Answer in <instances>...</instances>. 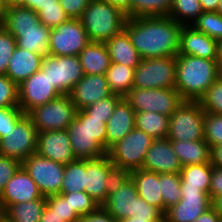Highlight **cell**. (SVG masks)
I'll use <instances>...</instances> for the list:
<instances>
[{"label":"cell","mask_w":222,"mask_h":222,"mask_svg":"<svg viewBox=\"0 0 222 222\" xmlns=\"http://www.w3.org/2000/svg\"><path fill=\"white\" fill-rule=\"evenodd\" d=\"M182 24L168 16L128 18L124 30L141 59L177 56Z\"/></svg>","instance_id":"1"},{"label":"cell","mask_w":222,"mask_h":222,"mask_svg":"<svg viewBox=\"0 0 222 222\" xmlns=\"http://www.w3.org/2000/svg\"><path fill=\"white\" fill-rule=\"evenodd\" d=\"M175 89L184 101H199L219 77L217 60L192 55L176 56Z\"/></svg>","instance_id":"2"},{"label":"cell","mask_w":222,"mask_h":222,"mask_svg":"<svg viewBox=\"0 0 222 222\" xmlns=\"http://www.w3.org/2000/svg\"><path fill=\"white\" fill-rule=\"evenodd\" d=\"M67 131L76 159H99L107 155L104 119L92 118L83 109L78 110Z\"/></svg>","instance_id":"3"},{"label":"cell","mask_w":222,"mask_h":222,"mask_svg":"<svg viewBox=\"0 0 222 222\" xmlns=\"http://www.w3.org/2000/svg\"><path fill=\"white\" fill-rule=\"evenodd\" d=\"M127 15L119 8L101 0H90L80 21L91 42L106 43L124 30Z\"/></svg>","instance_id":"4"},{"label":"cell","mask_w":222,"mask_h":222,"mask_svg":"<svg viewBox=\"0 0 222 222\" xmlns=\"http://www.w3.org/2000/svg\"><path fill=\"white\" fill-rule=\"evenodd\" d=\"M77 111L69 95H60L44 105L35 107L26 115L38 132H46L67 129L76 118Z\"/></svg>","instance_id":"5"},{"label":"cell","mask_w":222,"mask_h":222,"mask_svg":"<svg viewBox=\"0 0 222 222\" xmlns=\"http://www.w3.org/2000/svg\"><path fill=\"white\" fill-rule=\"evenodd\" d=\"M153 140L154 138L146 132L135 127L123 139L108 149L107 156L116 167L125 168L129 171L142 169L146 152Z\"/></svg>","instance_id":"6"},{"label":"cell","mask_w":222,"mask_h":222,"mask_svg":"<svg viewBox=\"0 0 222 222\" xmlns=\"http://www.w3.org/2000/svg\"><path fill=\"white\" fill-rule=\"evenodd\" d=\"M124 99L136 112L152 111L170 117L183 103L175 88L143 89L132 87Z\"/></svg>","instance_id":"7"},{"label":"cell","mask_w":222,"mask_h":222,"mask_svg":"<svg viewBox=\"0 0 222 222\" xmlns=\"http://www.w3.org/2000/svg\"><path fill=\"white\" fill-rule=\"evenodd\" d=\"M205 112L198 101H183L169 117L168 139L204 140Z\"/></svg>","instance_id":"8"},{"label":"cell","mask_w":222,"mask_h":222,"mask_svg":"<svg viewBox=\"0 0 222 222\" xmlns=\"http://www.w3.org/2000/svg\"><path fill=\"white\" fill-rule=\"evenodd\" d=\"M176 56L142 59L135 68L133 87L175 88Z\"/></svg>","instance_id":"9"},{"label":"cell","mask_w":222,"mask_h":222,"mask_svg":"<svg viewBox=\"0 0 222 222\" xmlns=\"http://www.w3.org/2000/svg\"><path fill=\"white\" fill-rule=\"evenodd\" d=\"M41 69L47 73L53 87L61 95H69L76 83L85 75L79 56L43 57Z\"/></svg>","instance_id":"10"},{"label":"cell","mask_w":222,"mask_h":222,"mask_svg":"<svg viewBox=\"0 0 222 222\" xmlns=\"http://www.w3.org/2000/svg\"><path fill=\"white\" fill-rule=\"evenodd\" d=\"M80 19H68L51 28L49 54L53 56H78L90 43Z\"/></svg>","instance_id":"11"},{"label":"cell","mask_w":222,"mask_h":222,"mask_svg":"<svg viewBox=\"0 0 222 222\" xmlns=\"http://www.w3.org/2000/svg\"><path fill=\"white\" fill-rule=\"evenodd\" d=\"M38 131L32 120L25 115L14 128L0 139V155L23 162L36 153Z\"/></svg>","instance_id":"12"},{"label":"cell","mask_w":222,"mask_h":222,"mask_svg":"<svg viewBox=\"0 0 222 222\" xmlns=\"http://www.w3.org/2000/svg\"><path fill=\"white\" fill-rule=\"evenodd\" d=\"M21 165L35 181L44 197L61 194L65 164L34 153L25 159Z\"/></svg>","instance_id":"13"},{"label":"cell","mask_w":222,"mask_h":222,"mask_svg":"<svg viewBox=\"0 0 222 222\" xmlns=\"http://www.w3.org/2000/svg\"><path fill=\"white\" fill-rule=\"evenodd\" d=\"M181 191V200L166 210L164 222H195L202 213L212 207L209 193L193 187H181Z\"/></svg>","instance_id":"14"},{"label":"cell","mask_w":222,"mask_h":222,"mask_svg":"<svg viewBox=\"0 0 222 222\" xmlns=\"http://www.w3.org/2000/svg\"><path fill=\"white\" fill-rule=\"evenodd\" d=\"M60 95L50 83L47 73L42 69L18 85L19 107L25 114L35 107L56 99Z\"/></svg>","instance_id":"15"},{"label":"cell","mask_w":222,"mask_h":222,"mask_svg":"<svg viewBox=\"0 0 222 222\" xmlns=\"http://www.w3.org/2000/svg\"><path fill=\"white\" fill-rule=\"evenodd\" d=\"M44 197L36 185L21 165L14 176L5 184L0 194V207L5 211L10 205L26 203Z\"/></svg>","instance_id":"16"},{"label":"cell","mask_w":222,"mask_h":222,"mask_svg":"<svg viewBox=\"0 0 222 222\" xmlns=\"http://www.w3.org/2000/svg\"><path fill=\"white\" fill-rule=\"evenodd\" d=\"M36 153L63 164L76 160L67 129L38 132Z\"/></svg>","instance_id":"17"},{"label":"cell","mask_w":222,"mask_h":222,"mask_svg":"<svg viewBox=\"0 0 222 222\" xmlns=\"http://www.w3.org/2000/svg\"><path fill=\"white\" fill-rule=\"evenodd\" d=\"M182 165L171 145V140L154 139L146 152L142 169L156 173H180Z\"/></svg>","instance_id":"18"},{"label":"cell","mask_w":222,"mask_h":222,"mask_svg":"<svg viewBox=\"0 0 222 222\" xmlns=\"http://www.w3.org/2000/svg\"><path fill=\"white\" fill-rule=\"evenodd\" d=\"M105 75H84L74 86L69 96L77 110L98 102L100 99L111 96Z\"/></svg>","instance_id":"19"},{"label":"cell","mask_w":222,"mask_h":222,"mask_svg":"<svg viewBox=\"0 0 222 222\" xmlns=\"http://www.w3.org/2000/svg\"><path fill=\"white\" fill-rule=\"evenodd\" d=\"M219 42L195 30L191 25H183L180 31L178 54L217 60Z\"/></svg>","instance_id":"20"},{"label":"cell","mask_w":222,"mask_h":222,"mask_svg":"<svg viewBox=\"0 0 222 222\" xmlns=\"http://www.w3.org/2000/svg\"><path fill=\"white\" fill-rule=\"evenodd\" d=\"M138 196L135 183L130 177L116 193L108 195L101 206L117 220L130 218L137 212Z\"/></svg>","instance_id":"21"},{"label":"cell","mask_w":222,"mask_h":222,"mask_svg":"<svg viewBox=\"0 0 222 222\" xmlns=\"http://www.w3.org/2000/svg\"><path fill=\"white\" fill-rule=\"evenodd\" d=\"M135 117V110L123 97L106 123V151L135 128Z\"/></svg>","instance_id":"22"},{"label":"cell","mask_w":222,"mask_h":222,"mask_svg":"<svg viewBox=\"0 0 222 222\" xmlns=\"http://www.w3.org/2000/svg\"><path fill=\"white\" fill-rule=\"evenodd\" d=\"M112 166L113 164L107 155L99 159H86L85 192L100 206L107 199L105 179Z\"/></svg>","instance_id":"23"},{"label":"cell","mask_w":222,"mask_h":222,"mask_svg":"<svg viewBox=\"0 0 222 222\" xmlns=\"http://www.w3.org/2000/svg\"><path fill=\"white\" fill-rule=\"evenodd\" d=\"M43 57L36 52L27 51L16 46L5 75L18 86L41 69Z\"/></svg>","instance_id":"24"},{"label":"cell","mask_w":222,"mask_h":222,"mask_svg":"<svg viewBox=\"0 0 222 222\" xmlns=\"http://www.w3.org/2000/svg\"><path fill=\"white\" fill-rule=\"evenodd\" d=\"M131 178L135 183L138 195L163 214V196L159 173L138 169L131 171Z\"/></svg>","instance_id":"25"},{"label":"cell","mask_w":222,"mask_h":222,"mask_svg":"<svg viewBox=\"0 0 222 222\" xmlns=\"http://www.w3.org/2000/svg\"><path fill=\"white\" fill-rule=\"evenodd\" d=\"M16 39L18 47L36 52L42 56L49 54L51 28L40 23L33 29L7 30Z\"/></svg>","instance_id":"26"},{"label":"cell","mask_w":222,"mask_h":222,"mask_svg":"<svg viewBox=\"0 0 222 222\" xmlns=\"http://www.w3.org/2000/svg\"><path fill=\"white\" fill-rule=\"evenodd\" d=\"M78 56L85 75H105L111 63L108 48L102 42H90Z\"/></svg>","instance_id":"27"},{"label":"cell","mask_w":222,"mask_h":222,"mask_svg":"<svg viewBox=\"0 0 222 222\" xmlns=\"http://www.w3.org/2000/svg\"><path fill=\"white\" fill-rule=\"evenodd\" d=\"M105 44L108 48L111 62L128 67H137L140 64L142 59L125 30L109 39Z\"/></svg>","instance_id":"28"},{"label":"cell","mask_w":222,"mask_h":222,"mask_svg":"<svg viewBox=\"0 0 222 222\" xmlns=\"http://www.w3.org/2000/svg\"><path fill=\"white\" fill-rule=\"evenodd\" d=\"M171 145L182 166L211 163V147L205 140H171Z\"/></svg>","instance_id":"29"},{"label":"cell","mask_w":222,"mask_h":222,"mask_svg":"<svg viewBox=\"0 0 222 222\" xmlns=\"http://www.w3.org/2000/svg\"><path fill=\"white\" fill-rule=\"evenodd\" d=\"M38 13L24 6H7L3 12L6 30H28L40 24Z\"/></svg>","instance_id":"30"},{"label":"cell","mask_w":222,"mask_h":222,"mask_svg":"<svg viewBox=\"0 0 222 222\" xmlns=\"http://www.w3.org/2000/svg\"><path fill=\"white\" fill-rule=\"evenodd\" d=\"M213 166L211 163L182 166L181 187H193L209 193Z\"/></svg>","instance_id":"31"},{"label":"cell","mask_w":222,"mask_h":222,"mask_svg":"<svg viewBox=\"0 0 222 222\" xmlns=\"http://www.w3.org/2000/svg\"><path fill=\"white\" fill-rule=\"evenodd\" d=\"M46 198L10 205L4 211V222H40Z\"/></svg>","instance_id":"32"},{"label":"cell","mask_w":222,"mask_h":222,"mask_svg":"<svg viewBox=\"0 0 222 222\" xmlns=\"http://www.w3.org/2000/svg\"><path fill=\"white\" fill-rule=\"evenodd\" d=\"M135 127L154 139L168 137L169 117L152 111L136 112Z\"/></svg>","instance_id":"33"},{"label":"cell","mask_w":222,"mask_h":222,"mask_svg":"<svg viewBox=\"0 0 222 222\" xmlns=\"http://www.w3.org/2000/svg\"><path fill=\"white\" fill-rule=\"evenodd\" d=\"M135 68L113 62L110 63L105 76L109 89L113 94L124 97L131 90Z\"/></svg>","instance_id":"34"},{"label":"cell","mask_w":222,"mask_h":222,"mask_svg":"<svg viewBox=\"0 0 222 222\" xmlns=\"http://www.w3.org/2000/svg\"><path fill=\"white\" fill-rule=\"evenodd\" d=\"M86 159H76L65 164L61 194L85 192Z\"/></svg>","instance_id":"35"},{"label":"cell","mask_w":222,"mask_h":222,"mask_svg":"<svg viewBox=\"0 0 222 222\" xmlns=\"http://www.w3.org/2000/svg\"><path fill=\"white\" fill-rule=\"evenodd\" d=\"M172 0H130V18L168 16Z\"/></svg>","instance_id":"36"},{"label":"cell","mask_w":222,"mask_h":222,"mask_svg":"<svg viewBox=\"0 0 222 222\" xmlns=\"http://www.w3.org/2000/svg\"><path fill=\"white\" fill-rule=\"evenodd\" d=\"M204 11L199 0H172L168 17L182 25H191Z\"/></svg>","instance_id":"37"},{"label":"cell","mask_w":222,"mask_h":222,"mask_svg":"<svg viewBox=\"0 0 222 222\" xmlns=\"http://www.w3.org/2000/svg\"><path fill=\"white\" fill-rule=\"evenodd\" d=\"M161 194L163 196V215L166 210L181 200V177L179 173H161Z\"/></svg>","instance_id":"38"},{"label":"cell","mask_w":222,"mask_h":222,"mask_svg":"<svg viewBox=\"0 0 222 222\" xmlns=\"http://www.w3.org/2000/svg\"><path fill=\"white\" fill-rule=\"evenodd\" d=\"M191 26L218 42L222 41V14L217 11L201 13Z\"/></svg>","instance_id":"39"},{"label":"cell","mask_w":222,"mask_h":222,"mask_svg":"<svg viewBox=\"0 0 222 222\" xmlns=\"http://www.w3.org/2000/svg\"><path fill=\"white\" fill-rule=\"evenodd\" d=\"M40 22L55 28L69 19L58 0H47L38 12Z\"/></svg>","instance_id":"40"},{"label":"cell","mask_w":222,"mask_h":222,"mask_svg":"<svg viewBox=\"0 0 222 222\" xmlns=\"http://www.w3.org/2000/svg\"><path fill=\"white\" fill-rule=\"evenodd\" d=\"M204 112L222 115V78L219 77L198 101Z\"/></svg>","instance_id":"41"},{"label":"cell","mask_w":222,"mask_h":222,"mask_svg":"<svg viewBox=\"0 0 222 222\" xmlns=\"http://www.w3.org/2000/svg\"><path fill=\"white\" fill-rule=\"evenodd\" d=\"M46 206L63 218L65 222H80V216L72 211L70 198H64L61 194L46 197Z\"/></svg>","instance_id":"42"},{"label":"cell","mask_w":222,"mask_h":222,"mask_svg":"<svg viewBox=\"0 0 222 222\" xmlns=\"http://www.w3.org/2000/svg\"><path fill=\"white\" fill-rule=\"evenodd\" d=\"M123 97L118 94H112L109 97L100 99L98 102L85 107L83 110L92 118L104 119L107 123L111 117L115 106Z\"/></svg>","instance_id":"43"},{"label":"cell","mask_w":222,"mask_h":222,"mask_svg":"<svg viewBox=\"0 0 222 222\" xmlns=\"http://www.w3.org/2000/svg\"><path fill=\"white\" fill-rule=\"evenodd\" d=\"M203 132L204 140L211 148L222 144V115L205 112Z\"/></svg>","instance_id":"44"},{"label":"cell","mask_w":222,"mask_h":222,"mask_svg":"<svg viewBox=\"0 0 222 222\" xmlns=\"http://www.w3.org/2000/svg\"><path fill=\"white\" fill-rule=\"evenodd\" d=\"M61 195L64 198H70V205L72 207V211L76 212L80 217L94 212L100 207V205L86 192Z\"/></svg>","instance_id":"45"},{"label":"cell","mask_w":222,"mask_h":222,"mask_svg":"<svg viewBox=\"0 0 222 222\" xmlns=\"http://www.w3.org/2000/svg\"><path fill=\"white\" fill-rule=\"evenodd\" d=\"M16 46V39L2 27L0 29V75H5Z\"/></svg>","instance_id":"46"},{"label":"cell","mask_w":222,"mask_h":222,"mask_svg":"<svg viewBox=\"0 0 222 222\" xmlns=\"http://www.w3.org/2000/svg\"><path fill=\"white\" fill-rule=\"evenodd\" d=\"M0 107H19L18 86L6 75H0Z\"/></svg>","instance_id":"47"},{"label":"cell","mask_w":222,"mask_h":222,"mask_svg":"<svg viewBox=\"0 0 222 222\" xmlns=\"http://www.w3.org/2000/svg\"><path fill=\"white\" fill-rule=\"evenodd\" d=\"M25 115L20 107H0V139L4 138Z\"/></svg>","instance_id":"48"},{"label":"cell","mask_w":222,"mask_h":222,"mask_svg":"<svg viewBox=\"0 0 222 222\" xmlns=\"http://www.w3.org/2000/svg\"><path fill=\"white\" fill-rule=\"evenodd\" d=\"M131 177V171L112 166L105 179V184L107 187V197L108 195L116 193L120 187Z\"/></svg>","instance_id":"49"},{"label":"cell","mask_w":222,"mask_h":222,"mask_svg":"<svg viewBox=\"0 0 222 222\" xmlns=\"http://www.w3.org/2000/svg\"><path fill=\"white\" fill-rule=\"evenodd\" d=\"M20 166L21 162L0 155V194L5 184L14 176Z\"/></svg>","instance_id":"50"},{"label":"cell","mask_w":222,"mask_h":222,"mask_svg":"<svg viewBox=\"0 0 222 222\" xmlns=\"http://www.w3.org/2000/svg\"><path fill=\"white\" fill-rule=\"evenodd\" d=\"M70 19H80L90 0H58Z\"/></svg>","instance_id":"51"},{"label":"cell","mask_w":222,"mask_h":222,"mask_svg":"<svg viewBox=\"0 0 222 222\" xmlns=\"http://www.w3.org/2000/svg\"><path fill=\"white\" fill-rule=\"evenodd\" d=\"M80 222H118V220L100 206L96 211L83 215Z\"/></svg>","instance_id":"52"},{"label":"cell","mask_w":222,"mask_h":222,"mask_svg":"<svg viewBox=\"0 0 222 222\" xmlns=\"http://www.w3.org/2000/svg\"><path fill=\"white\" fill-rule=\"evenodd\" d=\"M164 215L155 207L148 204L138 196V209L133 217H163Z\"/></svg>","instance_id":"53"},{"label":"cell","mask_w":222,"mask_h":222,"mask_svg":"<svg viewBox=\"0 0 222 222\" xmlns=\"http://www.w3.org/2000/svg\"><path fill=\"white\" fill-rule=\"evenodd\" d=\"M209 194L211 199L222 195V168L213 167Z\"/></svg>","instance_id":"54"},{"label":"cell","mask_w":222,"mask_h":222,"mask_svg":"<svg viewBox=\"0 0 222 222\" xmlns=\"http://www.w3.org/2000/svg\"><path fill=\"white\" fill-rule=\"evenodd\" d=\"M195 222H222V220L214 208L210 207L207 211L202 213Z\"/></svg>","instance_id":"55"},{"label":"cell","mask_w":222,"mask_h":222,"mask_svg":"<svg viewBox=\"0 0 222 222\" xmlns=\"http://www.w3.org/2000/svg\"><path fill=\"white\" fill-rule=\"evenodd\" d=\"M211 164L213 167L222 168V144L211 148Z\"/></svg>","instance_id":"56"},{"label":"cell","mask_w":222,"mask_h":222,"mask_svg":"<svg viewBox=\"0 0 222 222\" xmlns=\"http://www.w3.org/2000/svg\"><path fill=\"white\" fill-rule=\"evenodd\" d=\"M40 222H65L58 214L53 213L46 205L41 214Z\"/></svg>","instance_id":"57"},{"label":"cell","mask_w":222,"mask_h":222,"mask_svg":"<svg viewBox=\"0 0 222 222\" xmlns=\"http://www.w3.org/2000/svg\"><path fill=\"white\" fill-rule=\"evenodd\" d=\"M110 3L111 5L123 11L130 18V0H101Z\"/></svg>","instance_id":"58"},{"label":"cell","mask_w":222,"mask_h":222,"mask_svg":"<svg viewBox=\"0 0 222 222\" xmlns=\"http://www.w3.org/2000/svg\"><path fill=\"white\" fill-rule=\"evenodd\" d=\"M118 222H164L163 217H130L118 220Z\"/></svg>","instance_id":"59"},{"label":"cell","mask_w":222,"mask_h":222,"mask_svg":"<svg viewBox=\"0 0 222 222\" xmlns=\"http://www.w3.org/2000/svg\"><path fill=\"white\" fill-rule=\"evenodd\" d=\"M201 3L202 10L207 11H217L219 0H199Z\"/></svg>","instance_id":"60"},{"label":"cell","mask_w":222,"mask_h":222,"mask_svg":"<svg viewBox=\"0 0 222 222\" xmlns=\"http://www.w3.org/2000/svg\"><path fill=\"white\" fill-rule=\"evenodd\" d=\"M47 0H27V2L23 5L24 7L31 8L35 12H38L41 10V6L46 2Z\"/></svg>","instance_id":"61"},{"label":"cell","mask_w":222,"mask_h":222,"mask_svg":"<svg viewBox=\"0 0 222 222\" xmlns=\"http://www.w3.org/2000/svg\"><path fill=\"white\" fill-rule=\"evenodd\" d=\"M212 207L222 220V195L212 199Z\"/></svg>","instance_id":"62"},{"label":"cell","mask_w":222,"mask_h":222,"mask_svg":"<svg viewBox=\"0 0 222 222\" xmlns=\"http://www.w3.org/2000/svg\"><path fill=\"white\" fill-rule=\"evenodd\" d=\"M27 0H5L6 6H23Z\"/></svg>","instance_id":"63"},{"label":"cell","mask_w":222,"mask_h":222,"mask_svg":"<svg viewBox=\"0 0 222 222\" xmlns=\"http://www.w3.org/2000/svg\"><path fill=\"white\" fill-rule=\"evenodd\" d=\"M217 63L219 71H222V41L219 42Z\"/></svg>","instance_id":"64"},{"label":"cell","mask_w":222,"mask_h":222,"mask_svg":"<svg viewBox=\"0 0 222 222\" xmlns=\"http://www.w3.org/2000/svg\"><path fill=\"white\" fill-rule=\"evenodd\" d=\"M5 9H0V29L3 27V12Z\"/></svg>","instance_id":"65"},{"label":"cell","mask_w":222,"mask_h":222,"mask_svg":"<svg viewBox=\"0 0 222 222\" xmlns=\"http://www.w3.org/2000/svg\"><path fill=\"white\" fill-rule=\"evenodd\" d=\"M217 12L222 14V0H219Z\"/></svg>","instance_id":"66"},{"label":"cell","mask_w":222,"mask_h":222,"mask_svg":"<svg viewBox=\"0 0 222 222\" xmlns=\"http://www.w3.org/2000/svg\"><path fill=\"white\" fill-rule=\"evenodd\" d=\"M7 6H6V3H5V0H0V9H5Z\"/></svg>","instance_id":"67"},{"label":"cell","mask_w":222,"mask_h":222,"mask_svg":"<svg viewBox=\"0 0 222 222\" xmlns=\"http://www.w3.org/2000/svg\"><path fill=\"white\" fill-rule=\"evenodd\" d=\"M0 222H4V211L0 208Z\"/></svg>","instance_id":"68"}]
</instances>
